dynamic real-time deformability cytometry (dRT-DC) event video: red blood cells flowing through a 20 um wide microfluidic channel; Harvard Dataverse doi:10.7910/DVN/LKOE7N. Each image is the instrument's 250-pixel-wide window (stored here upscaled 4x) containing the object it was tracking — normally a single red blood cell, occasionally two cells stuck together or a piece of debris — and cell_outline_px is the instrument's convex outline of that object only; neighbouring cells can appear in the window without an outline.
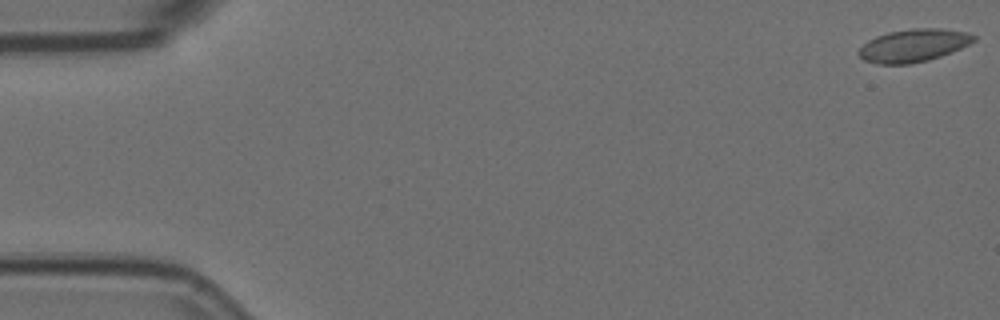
{"species": "Egyptian fruit bat (a non-hibernating species)", "species_latin": "Rousettus aegyptiacus", "temperature_condition": "room temperature", "stored_images_in_passage": 8, "camera_frame_rate_fps": 3000, "um_per_image_px": 0.085, "animal": {"sex": "female"}, "frame": {"image": 1, "passage_image": 1, "time_ms": 0.0, "image_size_px": [1000, 320], "cell_outline_px": [[976, 40], [952, 52], [928, 60], [908, 64], [876, 64], [864, 60], [856, 52], [868, 40], [876, 36], [888, 32], [912, 28], [940, 28], [964, 32], [976, 36]], "centroid_in_image_um": [77.61, 3.86], "position_along_channel_um": 7.4, "area_um2": 21.91}}
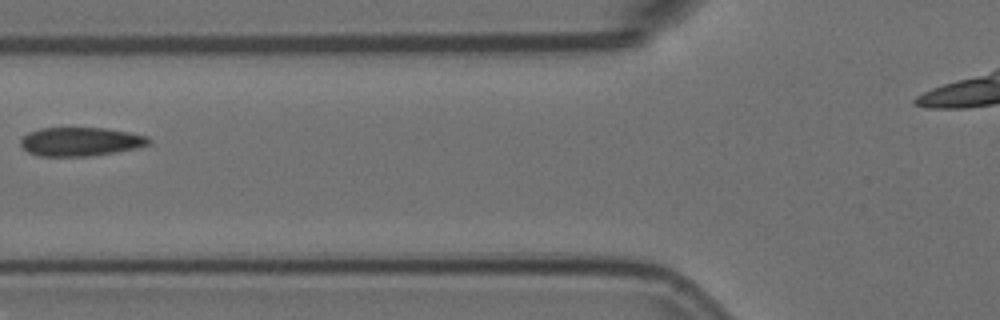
{"frame": {"image": 2, "passage_image": 7, "time_ms": 2.0, "image_size_px": [1000, 320], "cell_outline_px": [[152, 140], [148, 144], [136, 148], [116, 152], [88, 156], [40, 156], [28, 152], [20, 144], [20, 140], [28, 132], [40, 128], [104, 128], [128, 132], [148, 136]], "centroid_in_image_um": [6.84, 12.04], "position_along_channel_um": 119.0, "area_um2": 21.39}}
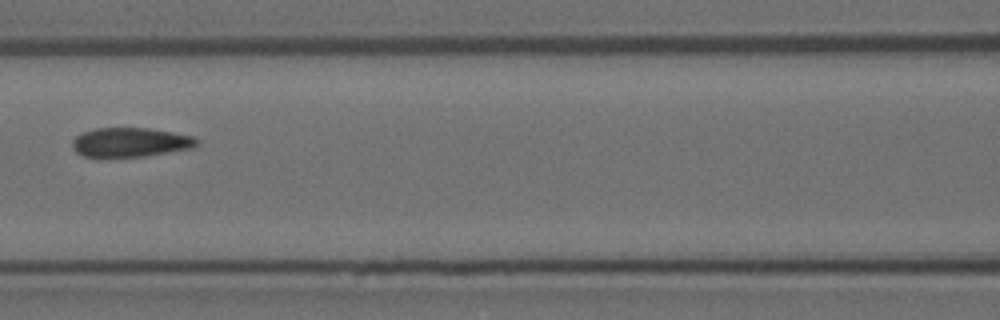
{"frame": {"image": 3, "passage_image": 8, "time_ms": 2.333, "image_size_px": [1000, 320], "cell_outline_px": [[200, 144], [192, 148], [144, 156], [84, 156], [76, 152], [72, 148], [72, 140], [76, 136], [84, 132], [96, 128], [148, 128], [172, 132], [192, 136], [200, 140]], "centroid_in_image_um": [11.11, 12.08], "position_along_channel_um": 155.5, "area_um2": 21.04}}